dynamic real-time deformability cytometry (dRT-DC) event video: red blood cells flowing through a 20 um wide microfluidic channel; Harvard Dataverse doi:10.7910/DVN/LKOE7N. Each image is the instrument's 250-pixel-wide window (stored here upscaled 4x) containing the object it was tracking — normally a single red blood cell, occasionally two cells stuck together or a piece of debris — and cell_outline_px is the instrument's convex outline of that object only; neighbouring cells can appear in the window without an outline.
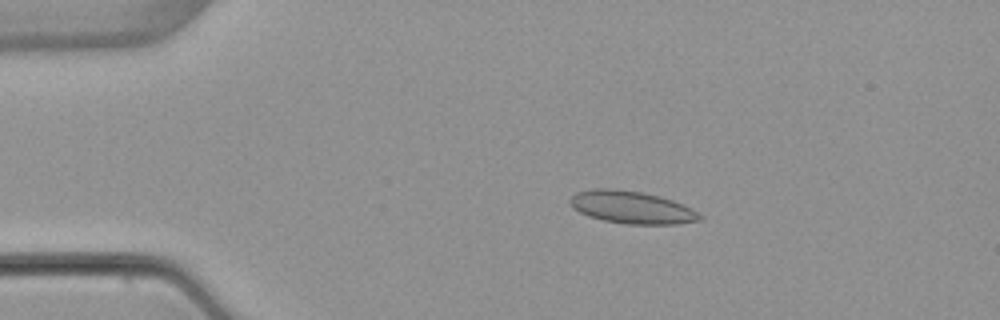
{"species": "common noctule bat (a hibernating species)", "species_latin": "Nyctalus noctula", "temperature_condition": "warm", "stored_images_in_passage": 5, "camera_frame_rate_fps": 3000, "um_per_image_px": 0.085, "animal": {"sex": "female", "body_mass_g": 22.7, "forearm_length_mm": 54.2}, "frame": {"image": 1, "passage_image": 3, "time_ms": 2.667, "image_size_px": [1000, 320], "cell_outline_px": [[704, 220], [676, 224], [624, 224], [604, 220], [588, 216], [572, 208], [568, 200], [576, 192], [596, 188], [616, 188], [644, 192], [660, 196], [672, 200], [692, 208], [704, 216]], "centroid_in_image_um": [53.72, 17.62], "position_along_channel_um": 31.3, "area_um2": 24.91}}
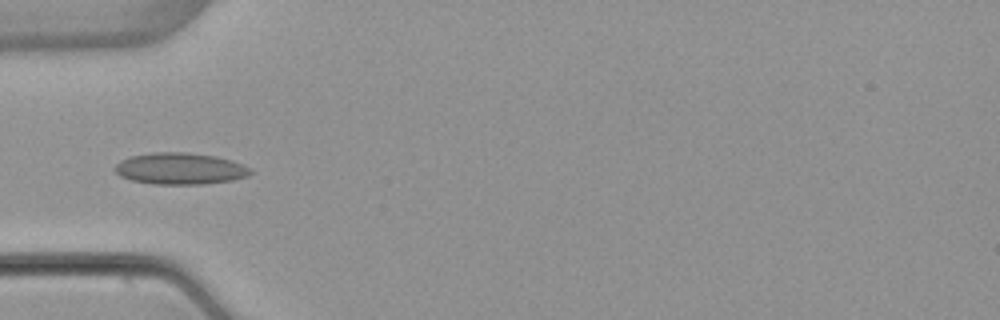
{"frame": {"image": 2, "passage_image": 5, "time_ms": 5.0, "image_size_px": [1000, 320], "cell_outline_px": [[252, 172], [248, 176], [232, 180], [204, 184], [152, 184], [132, 180], [120, 176], [112, 168], [120, 160], [132, 156], [152, 152], [188, 152], [216, 156], [232, 160], [244, 164], [252, 168]], "centroid_in_image_um": [15.32, 14.33], "position_along_channel_um": 69.7, "area_um2": 25.2}}